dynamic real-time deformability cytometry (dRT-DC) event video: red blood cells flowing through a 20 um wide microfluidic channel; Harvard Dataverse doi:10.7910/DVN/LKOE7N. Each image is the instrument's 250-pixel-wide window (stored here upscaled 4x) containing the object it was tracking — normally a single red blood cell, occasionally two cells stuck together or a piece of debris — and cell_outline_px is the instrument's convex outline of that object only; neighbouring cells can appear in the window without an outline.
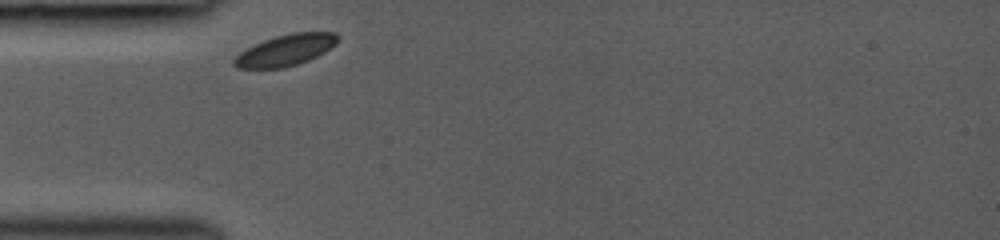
{"species": "common noctule bat (a hibernating species)", "species_latin": "Nyctalus noctula", "temperature_condition": "room temperature", "stored_images_in_passage": 28, "camera_frame_rate_fps": 3000, "um_per_image_px": 0.085, "animal": {"sex": "female", "body_mass_g": 19.0, "forearm_length_mm": 53.3}, "frame": {"image": 1, "passage_image": 1, "time_ms": 0.0, "image_size_px": [1000, 240], "cell_outline_px": [[340, 40], [336, 44], [324, 52], [308, 60], [284, 68], [236, 68], [232, 64], [232, 60], [240, 52], [264, 40], [276, 36], [292, 32], [336, 32], [340, 36]], "centroid_in_image_um": [24.3, 4.25], "position_along_channel_um": 60.7, "area_um2": 18.84}}
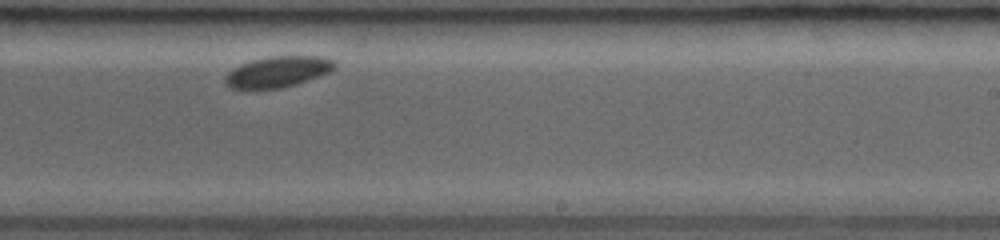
{"frame": {"image": 2, "passage_image": 17, "time_ms": 5.333, "image_size_px": [1000, 240], "cell_outline_px": [[336, 68], [320, 76], [296, 84], [280, 88], [232, 88], [224, 80], [224, 76], [232, 68], [240, 64], [252, 60], [268, 56], [324, 56], [336, 60]], "centroid_in_image_um": [23.66, 6.07], "position_along_channel_um": 265.3, "area_um2": 19.77}}
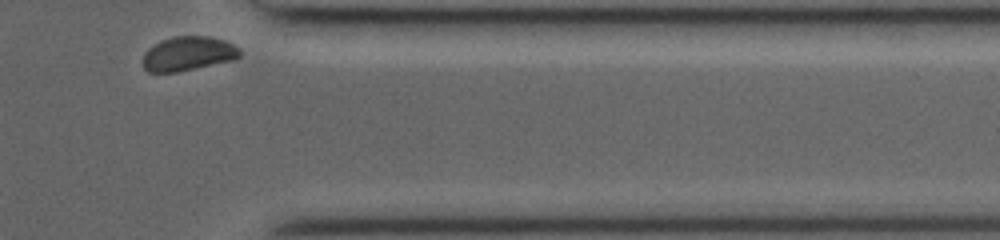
{"frame": {"image": 3, "passage_image": 28, "time_ms": 8.667, "image_size_px": [1000, 240], "cell_outline_px": [[240, 56], [232, 60], [176, 72], [148, 72], [144, 68], [144, 52], [148, 48], [160, 40], [172, 36], [212, 36], [224, 40], [240, 48]], "centroid_in_image_um": [15.98, 4.54], "position_along_channel_um": 395.4, "area_um2": 19.31}}